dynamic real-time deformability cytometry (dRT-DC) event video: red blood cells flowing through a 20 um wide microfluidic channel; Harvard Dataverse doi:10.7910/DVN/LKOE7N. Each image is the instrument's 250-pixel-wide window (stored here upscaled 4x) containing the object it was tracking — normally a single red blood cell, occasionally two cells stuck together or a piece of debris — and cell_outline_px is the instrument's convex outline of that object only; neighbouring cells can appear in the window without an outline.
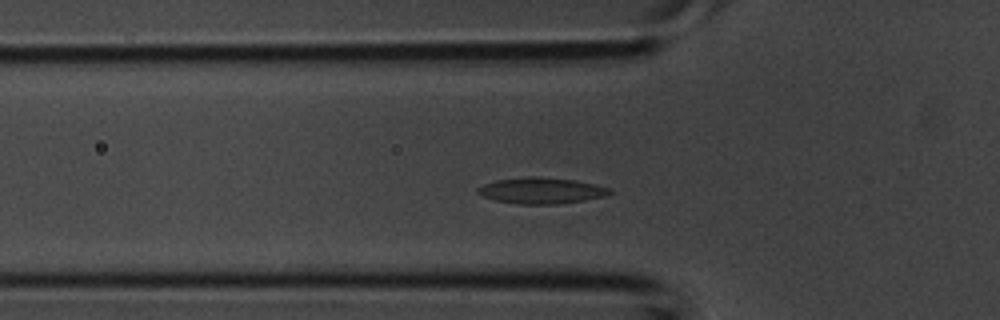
{"species": "common noctule bat (a hibernating species)", "species_latin": "Nyctalus noctula", "temperature_condition": "room temperature", "stored_images_in_passage": 29, "camera_frame_rate_fps": 3000, "um_per_image_px": 0.085, "animal": {"sex": "male", "body_mass_g": 20.1, "forearm_length_mm": 53.5}, "frame": {"image": 1, "passage_image": 3, "time_ms": 0.667, "image_size_px": [1000, 320], "cell_outline_px": [[616, 192], [604, 196], [584, 200], [556, 204], [520, 204], [496, 200], [484, 196], [476, 192], [476, 188], [484, 184], [496, 180], [524, 176], [540, 176], [576, 180], [596, 184], [612, 188]], "centroid_in_image_um": [46.06, 16.18], "position_along_channel_um": 79.7, "area_um2": 20.29}}
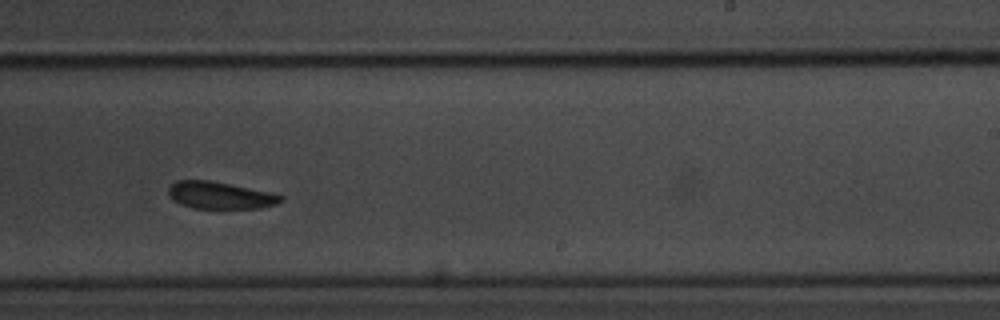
{"frame": {"image": 2, "passage_image": 14, "time_ms": 4.333, "image_size_px": [1000, 320], "cell_outline_px": [[284, 200], [276, 204], [260, 208], [192, 208], [180, 204], [172, 200], [168, 196], [168, 188], [176, 180], [208, 180], [268, 192], [284, 196]], "centroid_in_image_um": [18.66, 16.61], "position_along_channel_um": 270.3, "area_um2": 17.63}}
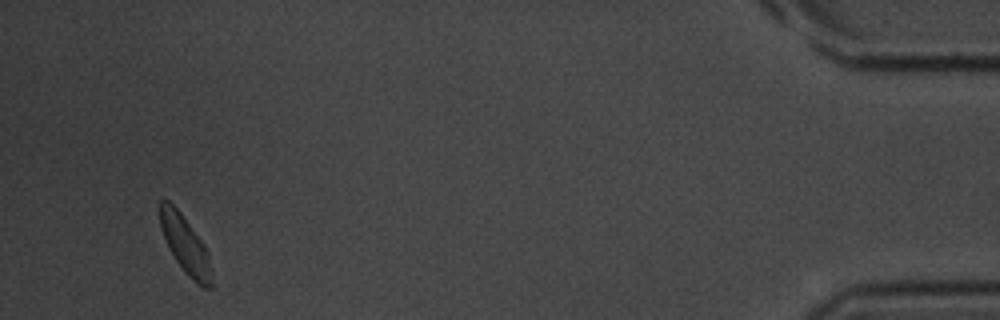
{"frame": {"image": 3, "passage_image": 27, "time_ms": 8.667, "image_size_px": [1000, 320], "cell_outline_px": [[212, 288], [204, 288], [196, 284], [184, 272], [168, 248], [160, 228], [160, 200], [168, 200], [180, 212], [204, 244], [208, 252], [212, 272]], "centroid_in_image_um": [15.76, 20.85], "position_along_channel_um": 419.4, "area_um2": 17.4}}